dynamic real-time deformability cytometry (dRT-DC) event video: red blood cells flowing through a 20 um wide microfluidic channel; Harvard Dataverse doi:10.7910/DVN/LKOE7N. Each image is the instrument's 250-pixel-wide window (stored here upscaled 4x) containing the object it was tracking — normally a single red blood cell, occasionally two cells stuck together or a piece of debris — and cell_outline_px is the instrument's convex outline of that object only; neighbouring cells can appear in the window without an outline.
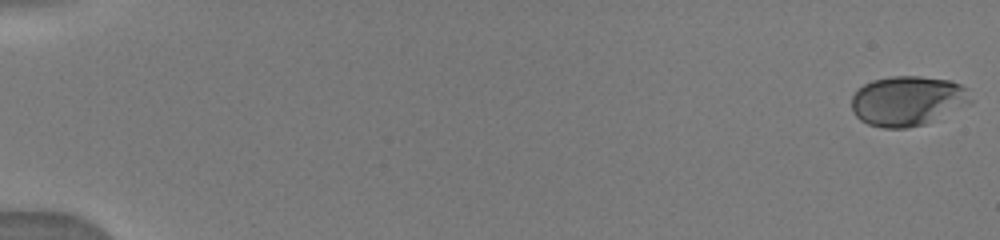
{"species": "human", "species_latin": "Homo sapiens", "temperature_condition": "warm", "stored_images_in_passage": 15, "camera_frame_rate_fps": 3000, "um_per_image_px": 0.085, "donor": {"sex": "male"}, "frame": {"image": 1, "passage_image": 1, "time_ms": 0.0, "image_size_px": [1000, 240], "cell_outline_px": [[976, 100], [972, 104], [924, 124], [908, 128], [884, 128], [868, 124], [860, 120], [856, 116], [852, 108], [852, 96], [856, 88], [872, 80], [892, 76], [920, 76], [952, 80], [968, 88]], "centroid_in_image_um": [77.21, 8.56], "position_along_channel_um": 7.8, "area_um2": 35.32}}
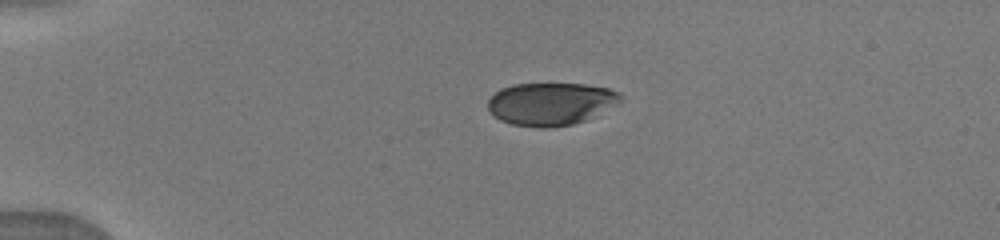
{"frame": {"image": 2, "passage_image": 9, "time_ms": 4.0, "image_size_px": [1000, 240], "cell_outline_px": [[624, 96], [620, 100], [584, 120], [572, 124], [548, 128], [540, 128], [512, 124], [500, 120], [488, 108], [488, 100], [500, 88], [512, 84], [584, 84], [608, 88], [620, 92]], "centroid_in_image_um": [46.77, 8.81], "position_along_channel_um": 38.2, "area_um2": 32.48}}
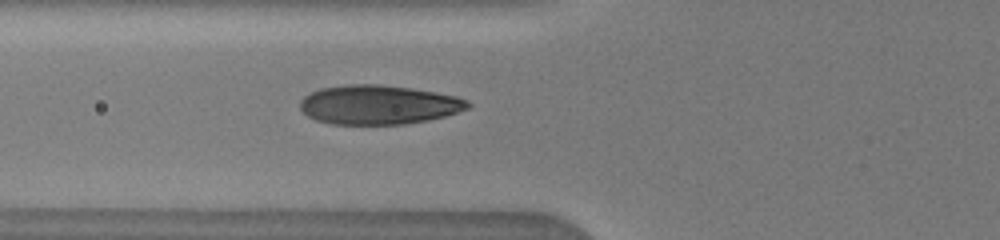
{"frame": {"image": 3, "passage_image": 15, "time_ms": 6.667, "image_size_px": [1000, 240], "cell_outline_px": [[472, 104], [468, 108], [444, 116], [428, 120], [404, 124], [332, 124], [316, 120], [308, 116], [300, 108], [300, 100], [304, 96], [320, 88], [344, 84], [376, 84], [412, 88], [456, 96], [468, 100]], "centroid_in_image_um": [32.16, 8.9], "position_along_channel_um": 93.6, "area_um2": 38.32}}